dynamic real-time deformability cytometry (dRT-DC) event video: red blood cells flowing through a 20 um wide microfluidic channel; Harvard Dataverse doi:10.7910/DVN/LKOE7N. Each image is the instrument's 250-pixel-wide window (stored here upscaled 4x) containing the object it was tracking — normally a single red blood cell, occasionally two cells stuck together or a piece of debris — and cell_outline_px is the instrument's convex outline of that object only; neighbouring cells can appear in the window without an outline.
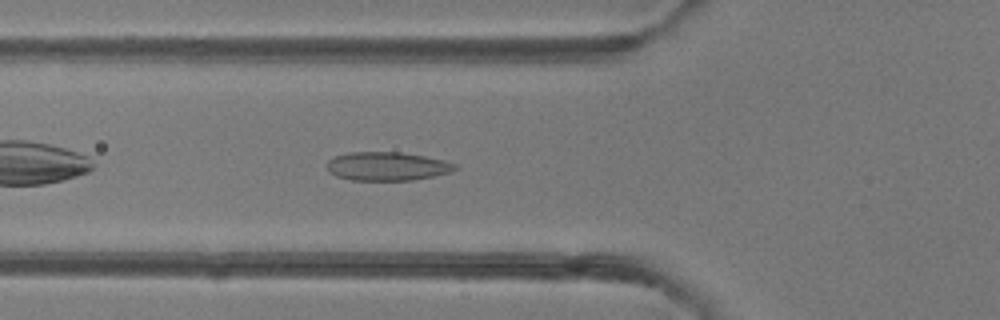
{"species": "common noctule bat (a hibernating species)", "species_latin": "Nyctalus noctula", "temperature_condition": "room temperature", "stored_images_in_passage": 36, "camera_frame_rate_fps": 3000, "um_per_image_px": 0.085, "animal": {"sex": "female"}, "frame": {"image": 1, "passage_image": 5, "time_ms": 1.333, "image_size_px": [1000, 320], "cell_outline_px": [[460, 168], [452, 172], [412, 180], [352, 180], [336, 176], [328, 172], [328, 160], [336, 156], [348, 152], [400, 152], [424, 156], [444, 160], [456, 164]], "centroid_in_image_um": [32.93, 14.13], "position_along_channel_um": 92.9, "area_um2": 21.39}}
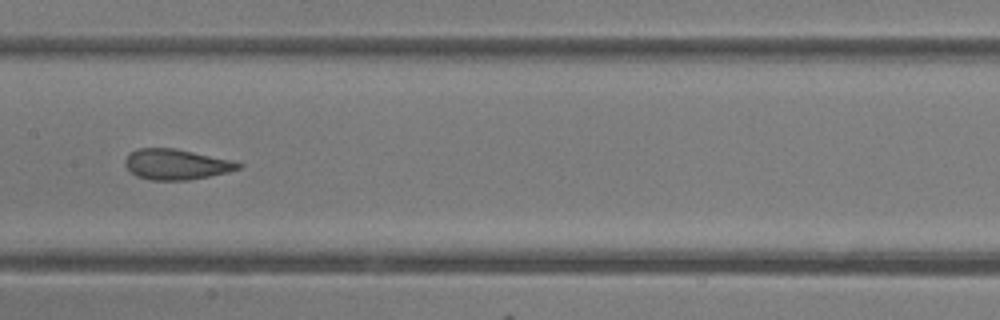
{"frame": {"image": 2, "passage_image": 12, "time_ms": 3.667, "image_size_px": [1000, 320], "cell_outline_px": [[244, 164], [240, 168], [228, 172], [188, 180], [152, 180], [136, 176], [124, 164], [124, 160], [128, 152], [136, 148], [176, 148], [232, 160]], "centroid_in_image_um": [14.96, 13.95], "position_along_channel_um": 192.4, "area_um2": 20.23}}
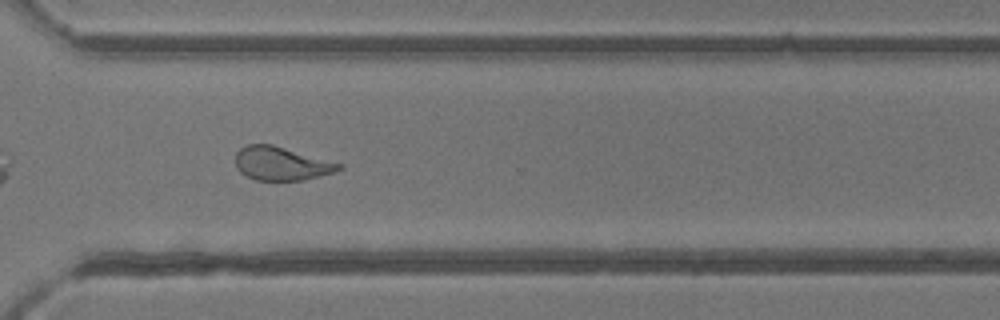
{"frame": {"image": 3, "passage_image": 23, "time_ms": 7.333, "image_size_px": [1000, 320], "cell_outline_px": [[344, 168], [332, 172], [304, 180], [256, 180], [240, 172], [236, 168], [236, 152], [240, 148], [248, 144], [272, 144], [344, 164]], "centroid_in_image_um": [23.92, 13.89], "position_along_channel_um": 346.7, "area_um2": 20.17}, "authors_computed_cell_mechanics": {"area_um2": 21.0103, "velocity_mm_per_s": 4.2335, "shape_relaxation_time_tau1_ms": 6.2557, "shape_relaxation_time_tau2_ms": 0.9196, "deformation_change_tau1": 0.1718, "deformation_change_tau2": 0.074}}